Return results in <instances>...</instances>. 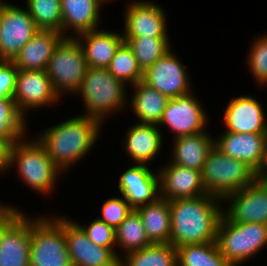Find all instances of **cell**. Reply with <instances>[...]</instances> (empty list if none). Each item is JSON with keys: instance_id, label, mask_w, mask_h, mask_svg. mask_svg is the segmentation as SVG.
I'll return each instance as SVG.
<instances>
[{"instance_id": "1", "label": "cell", "mask_w": 267, "mask_h": 266, "mask_svg": "<svg viewBox=\"0 0 267 266\" xmlns=\"http://www.w3.org/2000/svg\"><path fill=\"white\" fill-rule=\"evenodd\" d=\"M104 125L86 115H75L59 123L50 125L36 134V138L46 148L48 156L65 175L92 153V149L102 139Z\"/></svg>"}, {"instance_id": "2", "label": "cell", "mask_w": 267, "mask_h": 266, "mask_svg": "<svg viewBox=\"0 0 267 266\" xmlns=\"http://www.w3.org/2000/svg\"><path fill=\"white\" fill-rule=\"evenodd\" d=\"M171 214L170 244L175 248L186 244L215 242L223 215V200L205 194L195 198L169 201Z\"/></svg>"}, {"instance_id": "3", "label": "cell", "mask_w": 267, "mask_h": 266, "mask_svg": "<svg viewBox=\"0 0 267 266\" xmlns=\"http://www.w3.org/2000/svg\"><path fill=\"white\" fill-rule=\"evenodd\" d=\"M30 134L27 133L10 146L7 173L16 168V177L22 183L36 195L49 198L57 191L56 187L64 174L48 156L43 144L35 135L30 138Z\"/></svg>"}, {"instance_id": "4", "label": "cell", "mask_w": 267, "mask_h": 266, "mask_svg": "<svg viewBox=\"0 0 267 266\" xmlns=\"http://www.w3.org/2000/svg\"><path fill=\"white\" fill-rule=\"evenodd\" d=\"M127 88L130 89L107 68L88 66L81 86L74 96L81 97L79 99L85 107L82 115L95 118L105 126L108 118L128 110Z\"/></svg>"}, {"instance_id": "5", "label": "cell", "mask_w": 267, "mask_h": 266, "mask_svg": "<svg viewBox=\"0 0 267 266\" xmlns=\"http://www.w3.org/2000/svg\"><path fill=\"white\" fill-rule=\"evenodd\" d=\"M258 175L248 164L224 155L215 146L208 152L201 170L206 193L222 200L254 183Z\"/></svg>"}, {"instance_id": "6", "label": "cell", "mask_w": 267, "mask_h": 266, "mask_svg": "<svg viewBox=\"0 0 267 266\" xmlns=\"http://www.w3.org/2000/svg\"><path fill=\"white\" fill-rule=\"evenodd\" d=\"M63 215H32L30 266H72Z\"/></svg>"}, {"instance_id": "7", "label": "cell", "mask_w": 267, "mask_h": 266, "mask_svg": "<svg viewBox=\"0 0 267 266\" xmlns=\"http://www.w3.org/2000/svg\"><path fill=\"white\" fill-rule=\"evenodd\" d=\"M216 242L221 254L232 266H243L264 248L267 249V225L232 222L223 213Z\"/></svg>"}, {"instance_id": "8", "label": "cell", "mask_w": 267, "mask_h": 266, "mask_svg": "<svg viewBox=\"0 0 267 266\" xmlns=\"http://www.w3.org/2000/svg\"><path fill=\"white\" fill-rule=\"evenodd\" d=\"M7 203H0V266H30L32 216Z\"/></svg>"}, {"instance_id": "9", "label": "cell", "mask_w": 267, "mask_h": 266, "mask_svg": "<svg viewBox=\"0 0 267 266\" xmlns=\"http://www.w3.org/2000/svg\"><path fill=\"white\" fill-rule=\"evenodd\" d=\"M88 68L83 49L76 38L64 37L54 49L46 67L55 92L62 97L74 95Z\"/></svg>"}, {"instance_id": "10", "label": "cell", "mask_w": 267, "mask_h": 266, "mask_svg": "<svg viewBox=\"0 0 267 266\" xmlns=\"http://www.w3.org/2000/svg\"><path fill=\"white\" fill-rule=\"evenodd\" d=\"M192 91L189 94L169 99L158 127L163 126L172 132V139L180 136L194 135L206 131L210 117L207 115L203 102L199 101Z\"/></svg>"}, {"instance_id": "11", "label": "cell", "mask_w": 267, "mask_h": 266, "mask_svg": "<svg viewBox=\"0 0 267 266\" xmlns=\"http://www.w3.org/2000/svg\"><path fill=\"white\" fill-rule=\"evenodd\" d=\"M38 30L26 7L0 0V60L12 61Z\"/></svg>"}, {"instance_id": "12", "label": "cell", "mask_w": 267, "mask_h": 266, "mask_svg": "<svg viewBox=\"0 0 267 266\" xmlns=\"http://www.w3.org/2000/svg\"><path fill=\"white\" fill-rule=\"evenodd\" d=\"M173 47L143 72L142 82L169 99L194 91L186 65L173 52Z\"/></svg>"}, {"instance_id": "13", "label": "cell", "mask_w": 267, "mask_h": 266, "mask_svg": "<svg viewBox=\"0 0 267 266\" xmlns=\"http://www.w3.org/2000/svg\"><path fill=\"white\" fill-rule=\"evenodd\" d=\"M13 100L19 112L28 120L27 113L30 110L37 112L45 107H56L54 105L63 99L53 89L45 70H18Z\"/></svg>"}, {"instance_id": "14", "label": "cell", "mask_w": 267, "mask_h": 266, "mask_svg": "<svg viewBox=\"0 0 267 266\" xmlns=\"http://www.w3.org/2000/svg\"><path fill=\"white\" fill-rule=\"evenodd\" d=\"M152 1H125L123 37H170L167 13L161 4Z\"/></svg>"}, {"instance_id": "15", "label": "cell", "mask_w": 267, "mask_h": 266, "mask_svg": "<svg viewBox=\"0 0 267 266\" xmlns=\"http://www.w3.org/2000/svg\"><path fill=\"white\" fill-rule=\"evenodd\" d=\"M223 204V213L232 222L267 225V187L259 179L228 195Z\"/></svg>"}, {"instance_id": "16", "label": "cell", "mask_w": 267, "mask_h": 266, "mask_svg": "<svg viewBox=\"0 0 267 266\" xmlns=\"http://www.w3.org/2000/svg\"><path fill=\"white\" fill-rule=\"evenodd\" d=\"M221 132L214 138V146L224 155L245 162L259 174L266 162L267 133Z\"/></svg>"}, {"instance_id": "17", "label": "cell", "mask_w": 267, "mask_h": 266, "mask_svg": "<svg viewBox=\"0 0 267 266\" xmlns=\"http://www.w3.org/2000/svg\"><path fill=\"white\" fill-rule=\"evenodd\" d=\"M64 233L72 266H119L110 249L95 245L72 218L64 215Z\"/></svg>"}, {"instance_id": "18", "label": "cell", "mask_w": 267, "mask_h": 266, "mask_svg": "<svg viewBox=\"0 0 267 266\" xmlns=\"http://www.w3.org/2000/svg\"><path fill=\"white\" fill-rule=\"evenodd\" d=\"M130 166V167H129ZM118 178L117 191L136 209L160 197L159 174L145 164L133 163Z\"/></svg>"}, {"instance_id": "19", "label": "cell", "mask_w": 267, "mask_h": 266, "mask_svg": "<svg viewBox=\"0 0 267 266\" xmlns=\"http://www.w3.org/2000/svg\"><path fill=\"white\" fill-rule=\"evenodd\" d=\"M223 113L224 131L233 133H267V112L253 95L232 97Z\"/></svg>"}, {"instance_id": "20", "label": "cell", "mask_w": 267, "mask_h": 266, "mask_svg": "<svg viewBox=\"0 0 267 266\" xmlns=\"http://www.w3.org/2000/svg\"><path fill=\"white\" fill-rule=\"evenodd\" d=\"M124 133L120 145L132 163L152 166L150 164L159 157L165 144V135L158 125L133 122Z\"/></svg>"}, {"instance_id": "21", "label": "cell", "mask_w": 267, "mask_h": 266, "mask_svg": "<svg viewBox=\"0 0 267 266\" xmlns=\"http://www.w3.org/2000/svg\"><path fill=\"white\" fill-rule=\"evenodd\" d=\"M158 168L161 198L170 201L207 194L203 187L201 171L178 166L170 161Z\"/></svg>"}, {"instance_id": "22", "label": "cell", "mask_w": 267, "mask_h": 266, "mask_svg": "<svg viewBox=\"0 0 267 266\" xmlns=\"http://www.w3.org/2000/svg\"><path fill=\"white\" fill-rule=\"evenodd\" d=\"M107 3V0H61L63 36L75 38L101 28V8Z\"/></svg>"}, {"instance_id": "23", "label": "cell", "mask_w": 267, "mask_h": 266, "mask_svg": "<svg viewBox=\"0 0 267 266\" xmlns=\"http://www.w3.org/2000/svg\"><path fill=\"white\" fill-rule=\"evenodd\" d=\"M80 43L89 67L107 68L119 46L124 42L122 32L102 28L75 37Z\"/></svg>"}, {"instance_id": "24", "label": "cell", "mask_w": 267, "mask_h": 266, "mask_svg": "<svg viewBox=\"0 0 267 266\" xmlns=\"http://www.w3.org/2000/svg\"><path fill=\"white\" fill-rule=\"evenodd\" d=\"M63 38L61 32L39 29L12 62L18 70H46L54 49Z\"/></svg>"}, {"instance_id": "25", "label": "cell", "mask_w": 267, "mask_h": 266, "mask_svg": "<svg viewBox=\"0 0 267 266\" xmlns=\"http://www.w3.org/2000/svg\"><path fill=\"white\" fill-rule=\"evenodd\" d=\"M207 131L174 138L172 148L169 150L171 152L168 156L169 161L178 166L201 171L208 152L214 146L215 136Z\"/></svg>"}, {"instance_id": "26", "label": "cell", "mask_w": 267, "mask_h": 266, "mask_svg": "<svg viewBox=\"0 0 267 266\" xmlns=\"http://www.w3.org/2000/svg\"><path fill=\"white\" fill-rule=\"evenodd\" d=\"M131 89L133 91L128 97V108L136 117L135 121L158 125L169 98L142 81L132 85Z\"/></svg>"}, {"instance_id": "27", "label": "cell", "mask_w": 267, "mask_h": 266, "mask_svg": "<svg viewBox=\"0 0 267 266\" xmlns=\"http://www.w3.org/2000/svg\"><path fill=\"white\" fill-rule=\"evenodd\" d=\"M135 210L141 216L147 238L152 244L170 243L171 214L167 199L159 197L155 202Z\"/></svg>"}, {"instance_id": "28", "label": "cell", "mask_w": 267, "mask_h": 266, "mask_svg": "<svg viewBox=\"0 0 267 266\" xmlns=\"http://www.w3.org/2000/svg\"><path fill=\"white\" fill-rule=\"evenodd\" d=\"M115 239L116 255L119 259L129 252L152 244L147 238L141 216L135 209L115 229Z\"/></svg>"}, {"instance_id": "29", "label": "cell", "mask_w": 267, "mask_h": 266, "mask_svg": "<svg viewBox=\"0 0 267 266\" xmlns=\"http://www.w3.org/2000/svg\"><path fill=\"white\" fill-rule=\"evenodd\" d=\"M119 266H177V250L170 243L151 244L125 254Z\"/></svg>"}, {"instance_id": "30", "label": "cell", "mask_w": 267, "mask_h": 266, "mask_svg": "<svg viewBox=\"0 0 267 266\" xmlns=\"http://www.w3.org/2000/svg\"><path fill=\"white\" fill-rule=\"evenodd\" d=\"M176 250L177 266H232L221 254L216 241L186 244Z\"/></svg>"}, {"instance_id": "31", "label": "cell", "mask_w": 267, "mask_h": 266, "mask_svg": "<svg viewBox=\"0 0 267 266\" xmlns=\"http://www.w3.org/2000/svg\"><path fill=\"white\" fill-rule=\"evenodd\" d=\"M144 72L172 48L171 37H123ZM170 38V39H169Z\"/></svg>"}, {"instance_id": "32", "label": "cell", "mask_w": 267, "mask_h": 266, "mask_svg": "<svg viewBox=\"0 0 267 266\" xmlns=\"http://www.w3.org/2000/svg\"><path fill=\"white\" fill-rule=\"evenodd\" d=\"M27 126L28 120L19 112L13 98L0 99V137L12 145L29 133Z\"/></svg>"}, {"instance_id": "33", "label": "cell", "mask_w": 267, "mask_h": 266, "mask_svg": "<svg viewBox=\"0 0 267 266\" xmlns=\"http://www.w3.org/2000/svg\"><path fill=\"white\" fill-rule=\"evenodd\" d=\"M107 70L128 87L137 84L143 78V72L139 68L131 48L125 41L117 49Z\"/></svg>"}, {"instance_id": "34", "label": "cell", "mask_w": 267, "mask_h": 266, "mask_svg": "<svg viewBox=\"0 0 267 266\" xmlns=\"http://www.w3.org/2000/svg\"><path fill=\"white\" fill-rule=\"evenodd\" d=\"M28 13L38 29L62 33L61 0H25Z\"/></svg>"}, {"instance_id": "35", "label": "cell", "mask_w": 267, "mask_h": 266, "mask_svg": "<svg viewBox=\"0 0 267 266\" xmlns=\"http://www.w3.org/2000/svg\"><path fill=\"white\" fill-rule=\"evenodd\" d=\"M250 45L245 57L246 69L251 72L258 88L267 86V31L254 37Z\"/></svg>"}, {"instance_id": "36", "label": "cell", "mask_w": 267, "mask_h": 266, "mask_svg": "<svg viewBox=\"0 0 267 266\" xmlns=\"http://www.w3.org/2000/svg\"><path fill=\"white\" fill-rule=\"evenodd\" d=\"M101 204V216H97V218L114 229L133 211V208L120 194L104 200Z\"/></svg>"}, {"instance_id": "37", "label": "cell", "mask_w": 267, "mask_h": 266, "mask_svg": "<svg viewBox=\"0 0 267 266\" xmlns=\"http://www.w3.org/2000/svg\"><path fill=\"white\" fill-rule=\"evenodd\" d=\"M87 234L88 239L95 245L110 248L116 254L115 229L97 217L93 218L87 224L78 223L74 220Z\"/></svg>"}, {"instance_id": "38", "label": "cell", "mask_w": 267, "mask_h": 266, "mask_svg": "<svg viewBox=\"0 0 267 266\" xmlns=\"http://www.w3.org/2000/svg\"><path fill=\"white\" fill-rule=\"evenodd\" d=\"M17 73L12 61L0 60V99L13 98Z\"/></svg>"}, {"instance_id": "39", "label": "cell", "mask_w": 267, "mask_h": 266, "mask_svg": "<svg viewBox=\"0 0 267 266\" xmlns=\"http://www.w3.org/2000/svg\"><path fill=\"white\" fill-rule=\"evenodd\" d=\"M10 146L6 139L0 137V175L7 174Z\"/></svg>"}, {"instance_id": "40", "label": "cell", "mask_w": 267, "mask_h": 266, "mask_svg": "<svg viewBox=\"0 0 267 266\" xmlns=\"http://www.w3.org/2000/svg\"><path fill=\"white\" fill-rule=\"evenodd\" d=\"M258 177H267V155H266V162L262 169V171L259 173Z\"/></svg>"}, {"instance_id": "41", "label": "cell", "mask_w": 267, "mask_h": 266, "mask_svg": "<svg viewBox=\"0 0 267 266\" xmlns=\"http://www.w3.org/2000/svg\"><path fill=\"white\" fill-rule=\"evenodd\" d=\"M258 179L267 187V177H258Z\"/></svg>"}]
</instances>
